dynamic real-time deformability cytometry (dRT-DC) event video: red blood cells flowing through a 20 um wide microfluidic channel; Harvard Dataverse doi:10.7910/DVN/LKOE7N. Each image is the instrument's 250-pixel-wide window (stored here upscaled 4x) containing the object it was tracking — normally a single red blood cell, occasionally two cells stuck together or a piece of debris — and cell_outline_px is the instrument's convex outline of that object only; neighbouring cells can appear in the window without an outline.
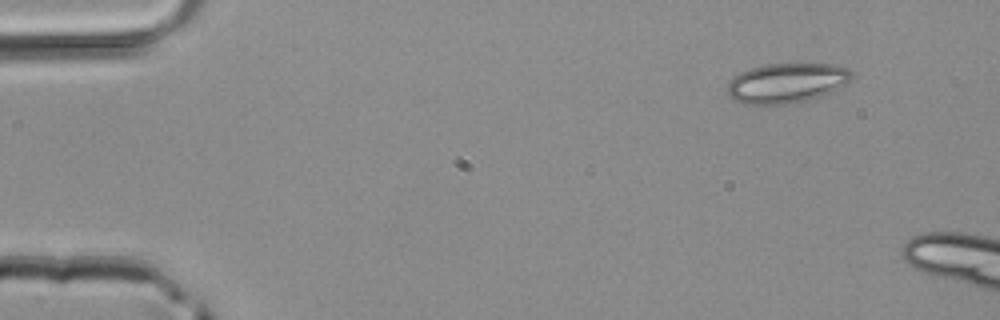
{"species": "common noctule bat (a hibernating species)", "species_latin": "Nyctalus noctula", "temperature_condition": "room temperature", "stored_images_in_passage": 2, "camera_frame_rate_fps": 3000, "um_per_image_px": 0.085, "animal": {"sex": "male", "body_mass_g": 20.4}, "frame": {"image": 1, "passage_image": 1, "time_ms": 0.0, "image_size_px": [1000, 320], "cell_outline_px": [[852, 76], [844, 84], [832, 92], [808, 100], [792, 104], [744, 104], [736, 100], [728, 92], [728, 80], [732, 76], [740, 72], [764, 64], [832, 64], [848, 68], [852, 72]], "centroid_in_image_um": [66.85, 7.05], "position_along_channel_um": 18.1, "area_um2": 28.78}}